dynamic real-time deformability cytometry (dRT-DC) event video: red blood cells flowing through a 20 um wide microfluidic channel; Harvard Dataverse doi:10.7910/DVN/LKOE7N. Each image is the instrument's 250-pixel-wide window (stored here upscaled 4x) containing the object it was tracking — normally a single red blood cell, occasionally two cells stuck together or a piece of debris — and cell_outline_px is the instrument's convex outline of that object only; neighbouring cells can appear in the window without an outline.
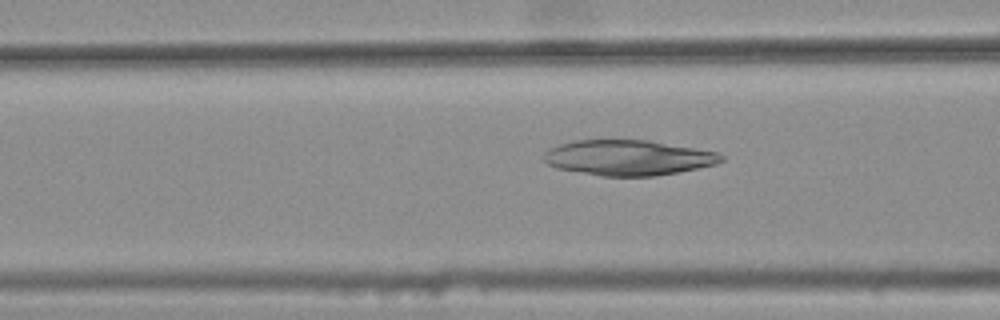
{"species": "common noctule bat (a hibernating species)", "species_latin": "Nyctalus noctula", "temperature_condition": "warm", "stored_images_in_passage": 46, "camera_frame_rate_fps": 3000, "um_per_image_px": 0.085, "animal": {"sex": "female", "body_mass_g": 25.1}, "frame": {"image": 1, "passage_image": 20, "time_ms": 6.333, "image_size_px": [1000, 320], "cell_outline_px": [[724, 160], [716, 164], [656, 176], [600, 176], [556, 168], [548, 164], [544, 160], [544, 152], [548, 148], [560, 144], [576, 140], [648, 140], [716, 152], [724, 156]], "centroid_in_image_um": [53.36, 13.4], "position_along_channel_um": 113.2, "area_um2": 36.36}}
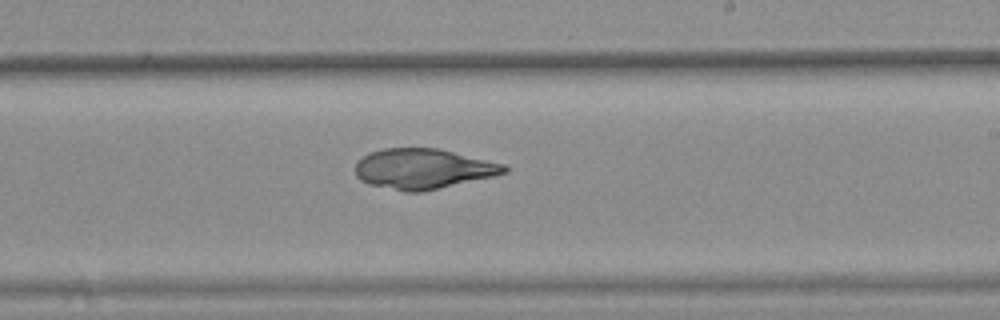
{"frame": {"image": 2, "passage_image": 31, "time_ms": 10.0, "image_size_px": [1000, 320], "cell_outline_px": [[508, 172], [492, 176], [420, 192], [404, 192], [368, 184], [360, 180], [356, 176], [356, 160], [368, 152], [384, 148], [440, 148], [504, 164], [508, 168]], "centroid_in_image_um": [35.91, 14.34], "position_along_channel_um": 253.1, "area_um2": 34.91}}
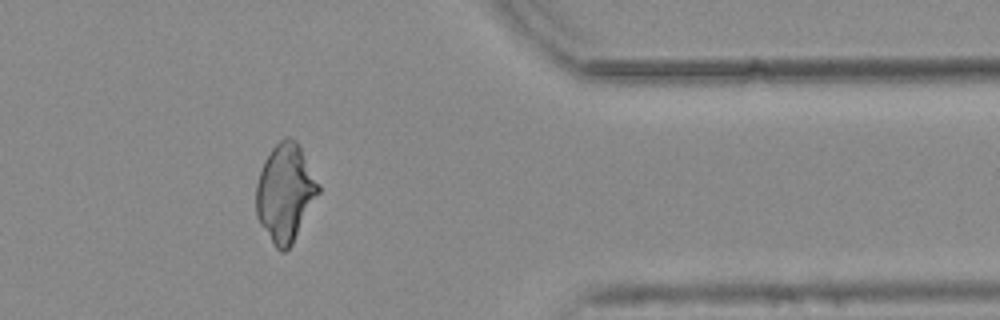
{"frame": {"image": 3, "passage_image": 43, "time_ms": 14.0, "image_size_px": [1000, 320], "cell_outline_px": [[320, 192], [292, 244], [284, 252], [280, 252], [272, 244], [260, 224], [256, 216], [256, 184], [264, 160], [272, 148], [284, 136], [292, 136], [296, 140], [320, 184]], "centroid_in_image_um": [24.24, 16.38], "position_along_channel_um": 387.2, "area_um2": 35.6}}